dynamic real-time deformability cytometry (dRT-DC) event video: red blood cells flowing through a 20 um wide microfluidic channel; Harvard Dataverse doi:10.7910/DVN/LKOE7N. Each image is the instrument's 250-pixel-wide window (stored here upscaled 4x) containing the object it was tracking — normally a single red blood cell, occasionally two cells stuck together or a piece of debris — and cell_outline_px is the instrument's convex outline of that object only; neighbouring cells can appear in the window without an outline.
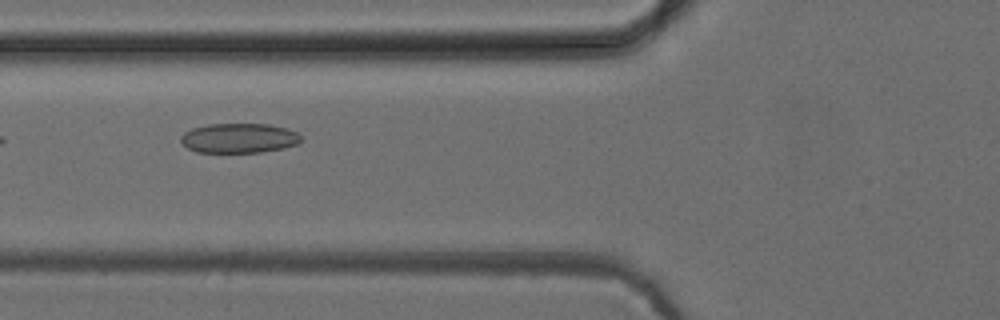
{"species": "common noctule bat (a hibernating species)", "species_latin": "Nyctalus noctula", "temperature_condition": "cold", "stored_images_in_passage": 35, "camera_frame_rate_fps": 3000, "um_per_image_px": 0.085, "animal": {"sex": "female", "body_mass_g": 24.6, "forearm_length_mm": 56.2}, "frame": {"image": 1, "passage_image": 3, "time_ms": 0.667, "image_size_px": [1000, 320], "cell_outline_px": [[304, 140], [300, 144], [284, 148], [260, 152], [196, 152], [188, 148], [180, 140], [180, 136], [184, 132], [192, 128], [208, 124], [268, 124], [288, 128], [296, 132]], "centroid_in_image_um": [20.35, 11.74], "position_along_channel_um": 105.4, "area_um2": 20.98}}
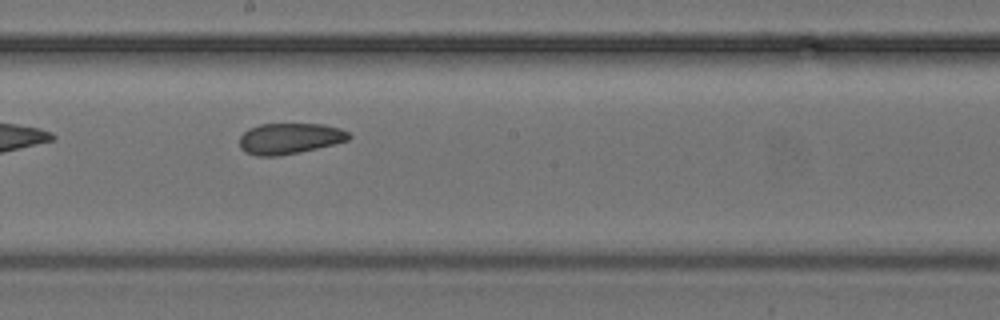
{"frame": {"image": 2, "passage_image": 12, "time_ms": 3.667, "image_size_px": [1000, 320], "cell_outline_px": [[352, 136], [348, 140], [300, 152], [276, 156], [256, 156], [244, 152], [240, 148], [240, 136], [248, 128], [260, 124], [324, 124], [340, 128], [348, 132]], "centroid_in_image_um": [24.59, 11.77], "position_along_channel_um": 223.6, "area_um2": 19.71}}
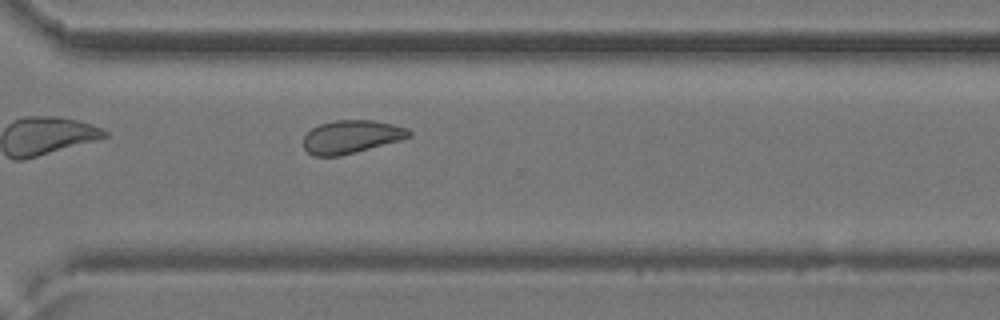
{"frame": {"image": 3, "passage_image": 21, "time_ms": 6.667, "image_size_px": [1000, 320], "cell_outline_px": [[412, 136], [400, 140], [340, 156], [316, 156], [308, 152], [304, 148], [304, 136], [312, 128], [320, 124], [336, 120], [372, 120], [392, 124], [408, 128], [412, 132]], "centroid_in_image_um": [29.87, 11.62], "position_along_channel_um": 340.7, "area_um2": 20.23}}